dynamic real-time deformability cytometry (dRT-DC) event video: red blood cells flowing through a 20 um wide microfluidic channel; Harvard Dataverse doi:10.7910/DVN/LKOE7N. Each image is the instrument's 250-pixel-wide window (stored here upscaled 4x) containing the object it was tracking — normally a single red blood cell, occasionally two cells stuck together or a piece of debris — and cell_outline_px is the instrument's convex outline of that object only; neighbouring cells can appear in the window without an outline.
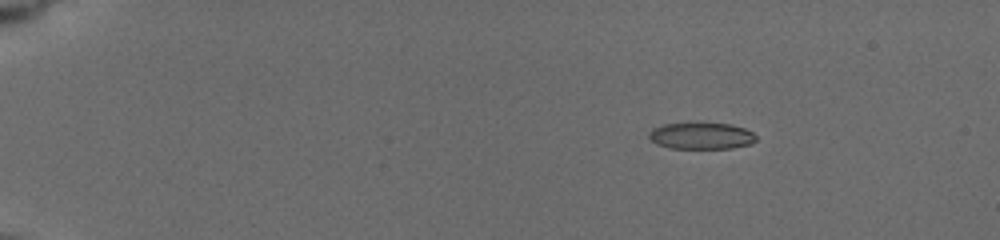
{"species": "common noctule bat (a hibernating species)", "species_latin": "Nyctalus noctula", "temperature_condition": "cold", "stored_images_in_passage": 32, "camera_frame_rate_fps": 3000, "um_per_image_px": 0.085, "animal": {"sex": "female", "body_mass_g": 19.5, "forearm_length_mm": 54.1}, "frame": {"image": 1, "passage_image": 11, "time_ms": 3.333, "image_size_px": [1000, 240], "cell_outline_px": [[756, 140], [752, 144], [732, 148], [668, 148], [656, 144], [648, 136], [652, 128], [664, 124], [728, 124], [744, 128], [752, 132], [756, 136]], "centroid_in_image_um": [59.62, 11.57], "position_along_channel_um": 25.4, "area_um2": 16.36}}
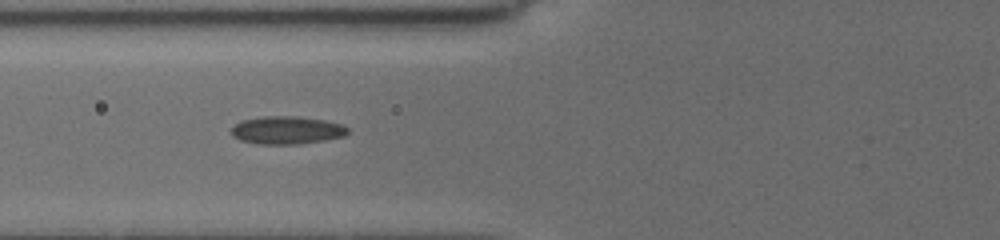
{"frame": {"image": 2, "passage_image": 30, "time_ms": 8.333, "image_size_px": [1000, 240], "cell_outline_px": [[348, 132], [344, 136], [324, 140], [300, 144], [256, 144], [240, 140], [232, 136], [232, 128], [240, 120], [264, 116], [296, 116], [324, 120], [340, 124], [348, 128]], "centroid_in_image_um": [24.35, 11.07], "position_along_channel_um": 101.4, "area_um2": 18.9}}
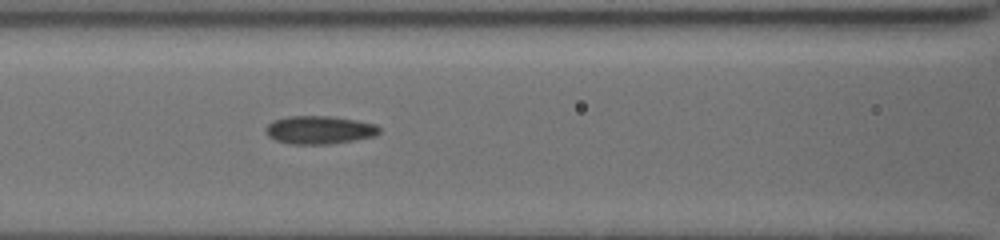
{"frame": {"image": 3, "passage_image": 32, "time_ms": 9.333, "image_size_px": [1000, 240], "cell_outline_px": [[380, 132], [376, 136], [356, 140], [328, 144], [288, 144], [276, 140], [268, 136], [264, 128], [272, 120], [288, 116], [332, 116], [356, 120], [376, 124], [380, 128]], "centroid_in_image_um": [27.15, 11.04], "position_along_channel_um": 139.5, "area_um2": 18.84}}